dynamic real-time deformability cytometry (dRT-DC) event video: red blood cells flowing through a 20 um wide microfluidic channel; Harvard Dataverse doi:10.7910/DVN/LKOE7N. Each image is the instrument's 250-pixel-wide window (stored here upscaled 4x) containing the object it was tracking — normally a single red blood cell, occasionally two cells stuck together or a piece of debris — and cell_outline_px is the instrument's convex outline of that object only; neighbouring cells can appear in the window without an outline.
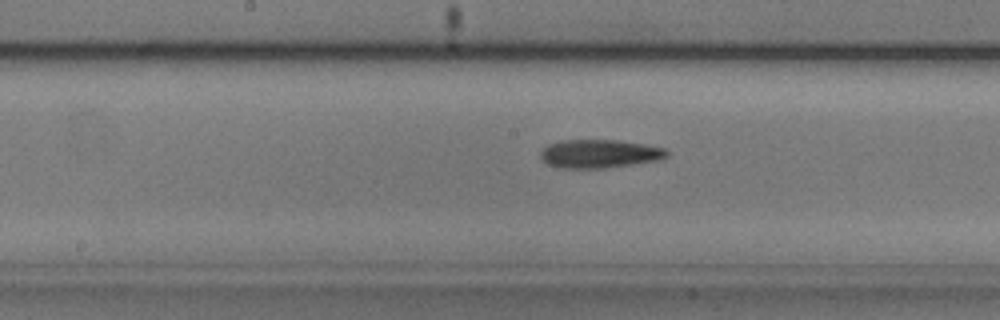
{"species": "common noctule bat (a hibernating species)", "species_latin": "Nyctalus noctula", "temperature_condition": "cold", "stored_images_in_passage": 39, "camera_frame_rate_fps": 3000, "um_per_image_px": 0.085, "animal": {"sex": "male", "body_mass_g": 20.5, "forearm_length_mm": 52.5}, "frame": {"image": 1, "passage_image": 17, "time_ms": 5.333, "image_size_px": [1000, 320], "cell_outline_px": [[668, 156], [664, 160], [636, 164], [604, 168], [560, 168], [548, 164], [540, 156], [540, 152], [548, 144], [560, 140], [616, 140], [644, 144], [664, 148], [668, 152]], "centroid_in_image_um": [50.99, 13.07], "position_along_channel_um": 197.2, "area_um2": 21.1}}
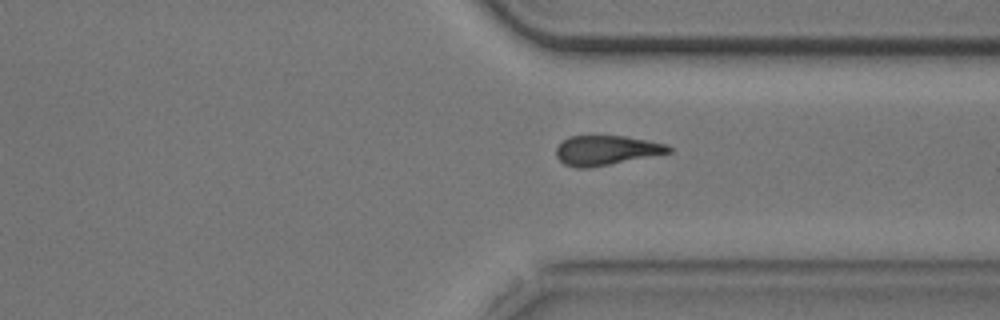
{"frame": {"image": 2, "passage_image": 30, "time_ms": 9.667, "image_size_px": [1000, 320], "cell_outline_px": [[672, 152], [588, 168], [576, 168], [564, 164], [556, 156], [556, 148], [564, 140], [572, 136], [624, 136], [648, 140], [668, 144], [672, 148]], "centroid_in_image_um": [51.55, 12.77], "position_along_channel_um": 359.9, "area_um2": 19.25}}
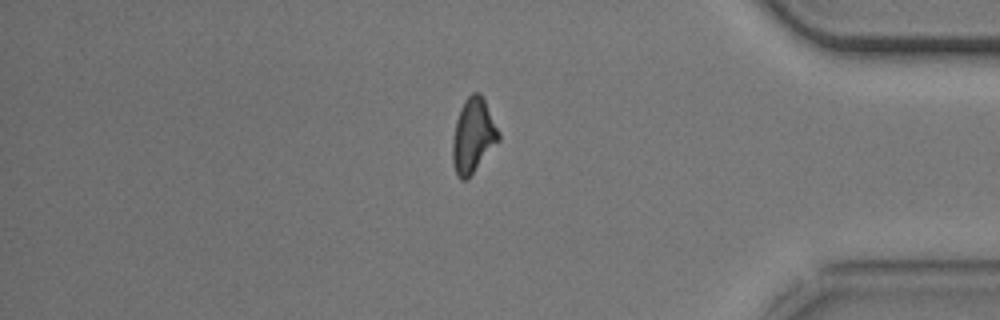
{"frame": {"image": 3, "passage_image": 35, "time_ms": 11.333, "image_size_px": [1000, 320], "cell_outline_px": [[500, 140], [468, 180], [460, 180], [456, 176], [452, 164], [452, 140], [456, 120], [460, 108], [464, 100], [472, 92], [480, 92], [484, 96], [500, 132]], "centroid_in_image_um": [40.22, 11.54], "position_along_channel_um": 395.0, "area_um2": 20.63}}